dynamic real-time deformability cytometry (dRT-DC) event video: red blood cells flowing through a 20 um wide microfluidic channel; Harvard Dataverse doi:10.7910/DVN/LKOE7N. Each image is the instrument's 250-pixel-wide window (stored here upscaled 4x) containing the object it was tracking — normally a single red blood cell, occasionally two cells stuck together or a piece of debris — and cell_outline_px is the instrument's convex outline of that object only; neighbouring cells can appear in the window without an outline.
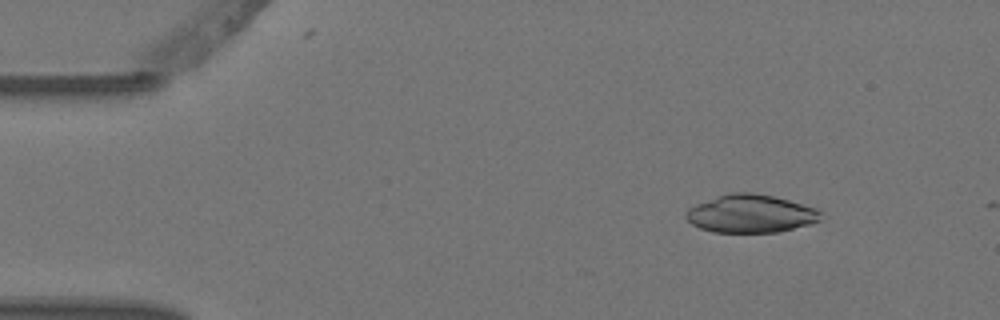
{"species": "Egyptian fruit bat (a non-hibernating species)", "species_latin": "Rousettus aegyptiacus", "temperature_condition": "warm", "stored_images_in_passage": 5, "camera_frame_rate_fps": 3000, "um_per_image_px": 0.085, "animal": {"sex": "female"}, "frame": {"image": 1, "passage_image": 2, "time_ms": 0.333, "image_size_px": [1000, 320], "cell_outline_px": [[824, 220], [812, 224], [780, 232], [712, 232], [700, 228], [692, 224], [684, 216], [684, 212], [688, 208], [696, 204], [716, 196], [732, 192], [752, 192], [772, 196], [788, 200], [816, 208], [824, 212]], "centroid_in_image_um": [63.85, 18.17], "position_along_channel_um": 21.1, "area_um2": 30.29}}